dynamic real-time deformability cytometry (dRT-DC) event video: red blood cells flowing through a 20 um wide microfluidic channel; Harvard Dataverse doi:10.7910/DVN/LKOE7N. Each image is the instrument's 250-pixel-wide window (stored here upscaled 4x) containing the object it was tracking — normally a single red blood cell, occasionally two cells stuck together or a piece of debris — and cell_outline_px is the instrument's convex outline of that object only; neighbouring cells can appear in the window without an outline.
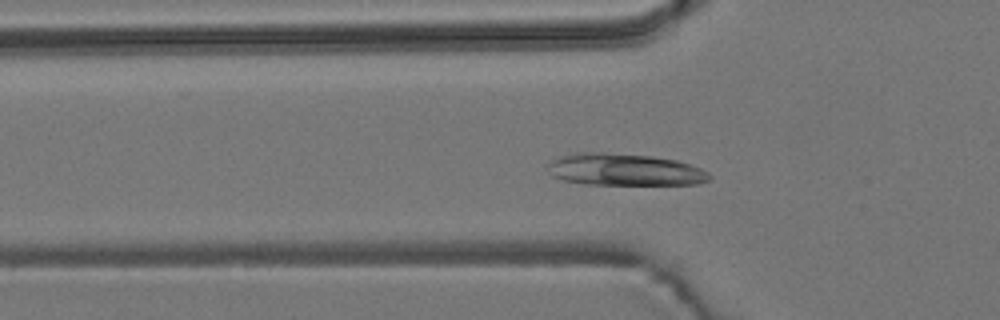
{"species": "common noctule bat (a hibernating species)", "species_latin": "Nyctalus noctula", "temperature_condition": "room temperature", "stored_images_in_passage": 47, "camera_frame_rate_fps": 3000, "um_per_image_px": 0.085, "animal": {"sex": "male", "body_mass_g": 19.2, "forearm_length_mm": 51.8}, "frame": {"image": 1, "passage_image": 9, "time_ms": 2.667, "image_size_px": [1000, 320], "cell_outline_px": [[712, 176], [708, 180], [700, 184], [584, 184], [564, 180], [552, 176], [548, 172], [548, 164], [552, 160], [560, 156], [576, 152], [604, 152], [652, 156], [676, 160], [700, 168], [708, 172]], "centroid_in_image_um": [53.06, 14.41], "position_along_channel_um": 72.7, "area_um2": 30.17}}
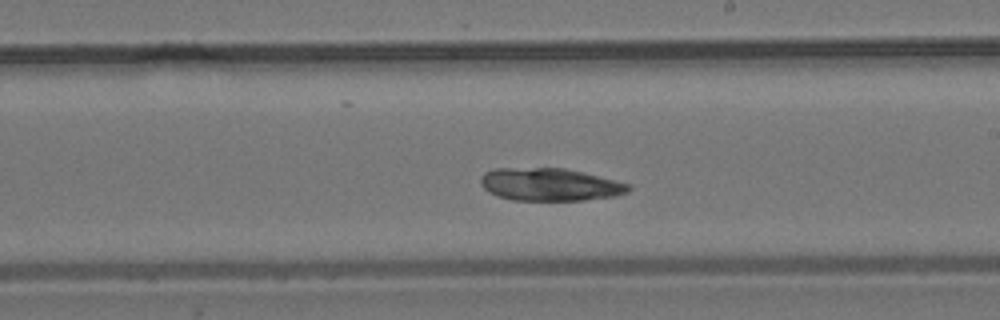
{"frame": {"image": 2, "passage_image": 23, "time_ms": 7.333, "image_size_px": [1000, 320], "cell_outline_px": [[632, 188], [628, 192], [616, 196], [584, 200], [512, 200], [496, 196], [488, 192], [480, 184], [480, 176], [484, 172], [492, 168], [564, 168], [632, 184]], "centroid_in_image_um": [46.71, 15.68], "position_along_channel_um": 242.3, "area_um2": 28.38}}
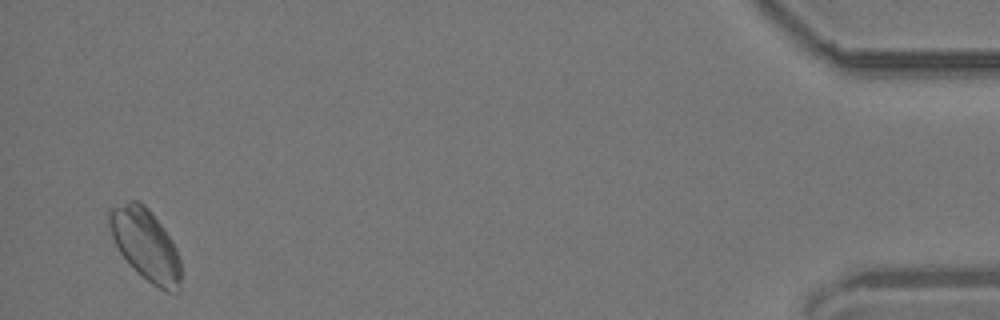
{"frame": {"image": 3, "passage_image": 45, "time_ms": 14.667, "image_size_px": [1000, 320], "cell_outline_px": [[180, 288], [168, 292], [152, 284], [136, 272], [132, 268], [120, 252], [112, 236], [108, 224], [108, 208], [128, 200], [140, 200], [152, 212], [164, 228], [172, 240], [176, 248], [180, 260]], "centroid_in_image_um": [12.35, 20.75], "position_along_channel_um": 422.9, "area_um2": 30.0}}